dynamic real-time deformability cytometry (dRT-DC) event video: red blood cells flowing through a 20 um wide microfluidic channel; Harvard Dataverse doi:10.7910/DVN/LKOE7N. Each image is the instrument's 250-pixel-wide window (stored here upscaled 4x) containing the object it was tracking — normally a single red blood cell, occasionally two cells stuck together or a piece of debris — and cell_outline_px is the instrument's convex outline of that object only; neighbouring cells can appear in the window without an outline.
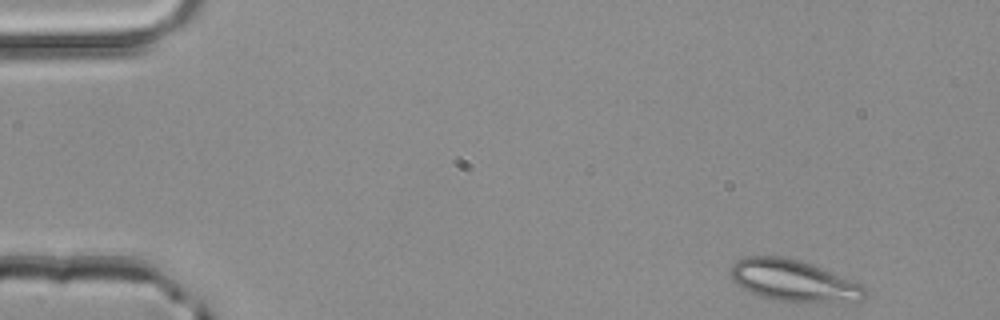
{"species": "common noctule bat (a hibernating species)", "species_latin": "Nyctalus noctula", "temperature_condition": "room temperature", "stored_images_in_passage": 2, "camera_frame_rate_fps": 3000, "um_per_image_px": 0.085, "animal": {"sex": "male", "body_mass_g": 20.4}, "frame": {"image": 1, "passage_image": 1, "time_ms": 0.0, "image_size_px": [1000, 320], "cell_outline_px": [[864, 296], [860, 300], [780, 300], [760, 296], [748, 292], [736, 284], [732, 280], [728, 272], [732, 264], [736, 260], [744, 256], [780, 256], [812, 264], [860, 284], [864, 288]], "centroid_in_image_um": [67.29, 23.8], "position_along_channel_um": 17.7, "area_um2": 31.44}}